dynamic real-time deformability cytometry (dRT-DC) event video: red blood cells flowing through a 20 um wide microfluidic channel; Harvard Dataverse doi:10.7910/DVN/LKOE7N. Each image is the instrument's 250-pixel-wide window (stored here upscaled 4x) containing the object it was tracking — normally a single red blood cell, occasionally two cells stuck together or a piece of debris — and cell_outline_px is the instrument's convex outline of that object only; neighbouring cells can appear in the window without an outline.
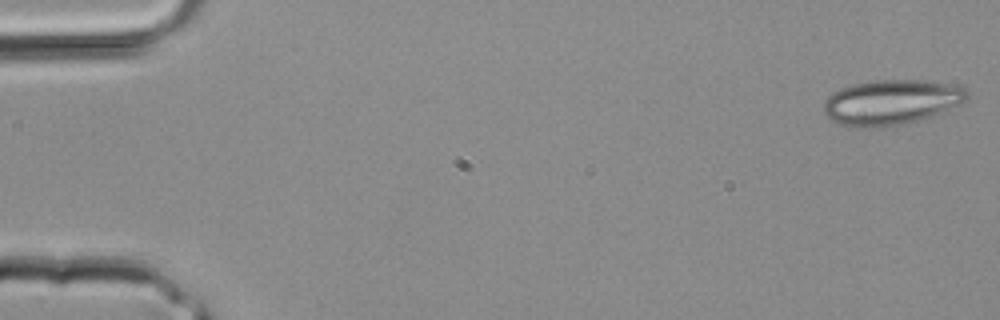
{"species": "common noctule bat (a hibernating species)", "species_latin": "Nyctalus noctula", "temperature_condition": "room temperature", "stored_images_in_passage": 3, "camera_frame_rate_fps": 3000, "um_per_image_px": 0.085, "animal": {"sex": "male", "body_mass_g": 20.4}, "frame": {"image": 1, "passage_image": 1, "time_ms": 0.0, "image_size_px": [1000, 320], "cell_outline_px": [[968, 96], [960, 104], [932, 116], [884, 128], [856, 128], [840, 124], [832, 120], [824, 112], [824, 100], [832, 92], [840, 88], [872, 80], [924, 80], [956, 84], [964, 88], [968, 92]], "centroid_in_image_um": [75.74, 8.69], "position_along_channel_um": 9.3, "area_um2": 37.8}}